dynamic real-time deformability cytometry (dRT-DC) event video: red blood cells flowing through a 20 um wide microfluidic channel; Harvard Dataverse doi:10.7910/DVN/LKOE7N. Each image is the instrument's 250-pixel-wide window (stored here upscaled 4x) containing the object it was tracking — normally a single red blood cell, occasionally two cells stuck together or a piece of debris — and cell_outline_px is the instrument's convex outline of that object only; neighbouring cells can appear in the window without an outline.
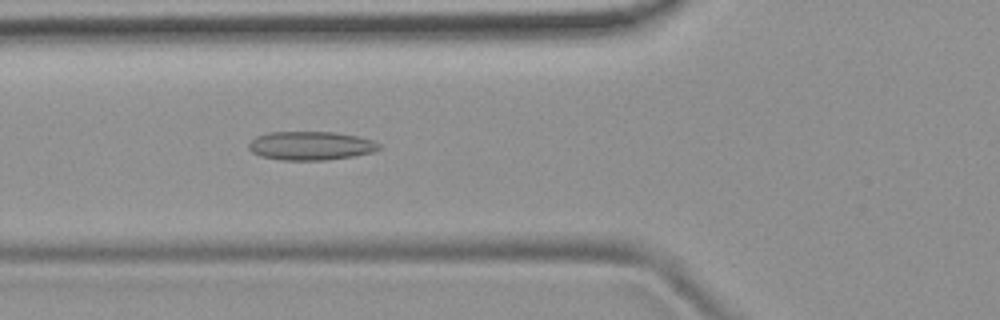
{"species": "common noctule bat (a hibernating species)", "species_latin": "Nyctalus noctula", "temperature_condition": "room temperature", "stored_images_in_passage": 6, "camera_frame_rate_fps": 3000, "um_per_image_px": 0.085, "animal": {"sex": "female", "body_mass_g": 19.9}, "frame": {"image": 1, "passage_image": 6, "time_ms": 6.0, "image_size_px": [1000, 320], "cell_outline_px": [[384, 148], [372, 152], [356, 156], [328, 160], [280, 160], [260, 156], [252, 152], [248, 148], [248, 144], [256, 136], [268, 132], [336, 132], [356, 136], [372, 140], [380, 144]], "centroid_in_image_um": [26.43, 12.39], "position_along_channel_um": 99.4, "area_um2": 22.02}}